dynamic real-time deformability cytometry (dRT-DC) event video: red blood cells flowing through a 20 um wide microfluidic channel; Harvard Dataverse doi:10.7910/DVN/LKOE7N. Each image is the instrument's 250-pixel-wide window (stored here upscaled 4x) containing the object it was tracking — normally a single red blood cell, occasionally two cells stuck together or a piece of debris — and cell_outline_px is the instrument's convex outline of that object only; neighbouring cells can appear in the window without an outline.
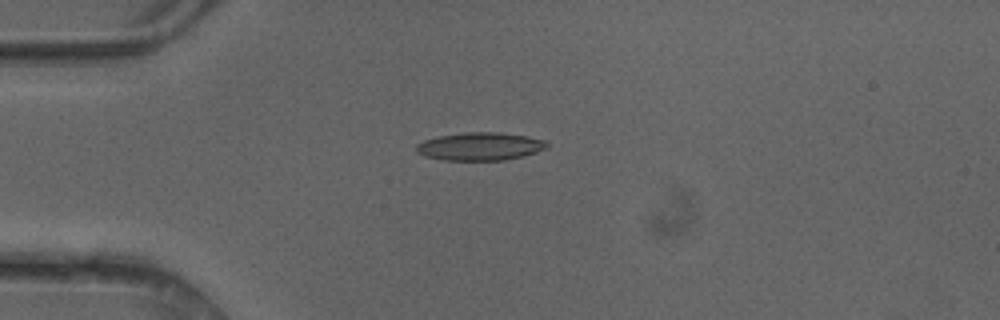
{"species": "common noctule bat (a hibernating species)", "species_latin": "Nyctalus noctula", "temperature_condition": "cold", "stored_images_in_passage": 5, "camera_frame_rate_fps": 3000, "um_per_image_px": 0.085, "animal": {"sex": "female"}, "frame": {"image": 1, "passage_image": 4, "time_ms": 1.0, "image_size_px": [1000, 320], "cell_outline_px": [[548, 148], [524, 156], [504, 160], [444, 160], [424, 156], [416, 152], [416, 144], [424, 140], [436, 136], [464, 132], [500, 132], [528, 136], [548, 140]], "centroid_in_image_um": [40.82, 12.43], "position_along_channel_um": 44.2, "area_um2": 21.62}}
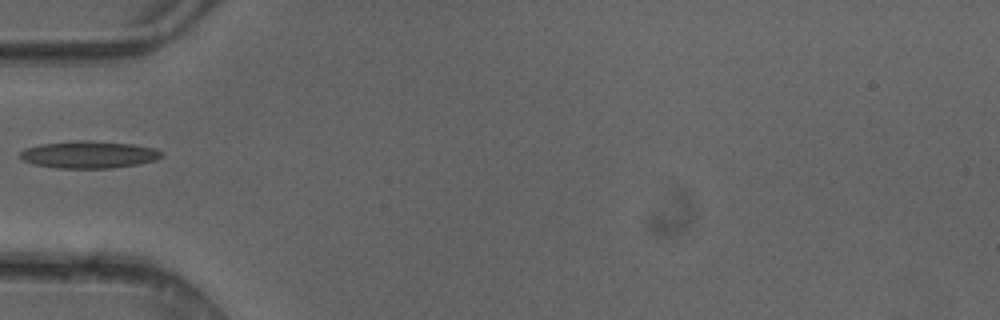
{"frame": {"image": 2, "passage_image": 5, "time_ms": 1.333, "image_size_px": [1000, 320], "cell_outline_px": [[164, 156], [156, 160], [140, 164], [112, 168], [56, 168], [32, 164], [24, 160], [20, 156], [20, 152], [24, 148], [40, 144], [76, 140], [88, 140], [132, 144], [156, 148], [164, 152]], "centroid_in_image_um": [7.59, 13.14], "position_along_channel_um": 77.4, "area_um2": 22.72}}